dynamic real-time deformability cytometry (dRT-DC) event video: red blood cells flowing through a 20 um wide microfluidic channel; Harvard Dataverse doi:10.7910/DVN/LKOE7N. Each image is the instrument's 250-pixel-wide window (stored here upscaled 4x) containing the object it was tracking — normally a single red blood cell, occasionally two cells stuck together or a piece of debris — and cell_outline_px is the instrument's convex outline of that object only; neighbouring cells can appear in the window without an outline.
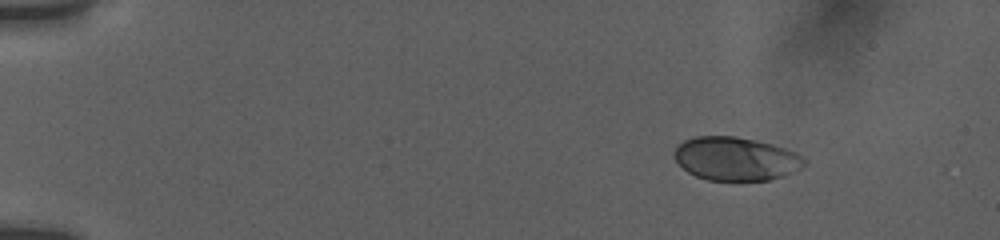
{"species": "human", "species_latin": "Homo sapiens", "temperature_condition": "room temperature", "stored_images_in_passage": 11, "camera_frame_rate_fps": 3000, "um_per_image_px": 0.085, "donor": {"sex": "female"}, "frame": {"image": 1, "passage_image": 2, "time_ms": 1.0, "image_size_px": [1000, 240], "cell_outline_px": [[804, 164], [800, 168], [784, 176], [768, 180], [708, 180], [696, 176], [688, 172], [672, 156], [676, 148], [684, 140], [696, 136], [736, 136], [756, 140], [772, 144], [796, 152], [804, 160]], "centroid_in_image_um": [62.52, 13.49], "position_along_channel_um": 22.5, "area_um2": 32.71}}
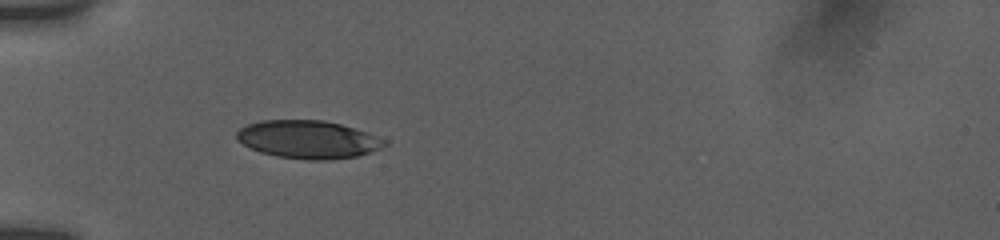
{"frame": {"image": 2, "passage_image": 8, "time_ms": 4.667, "image_size_px": [1000, 240], "cell_outline_px": [[388, 144], [380, 148], [356, 156], [332, 160], [308, 160], [276, 156], [260, 152], [236, 140], [236, 132], [240, 128], [248, 124], [260, 120], [324, 120], [340, 124], [388, 140]], "centroid_in_image_um": [26.16, 11.85], "position_along_channel_um": 58.8, "area_um2": 32.6}}
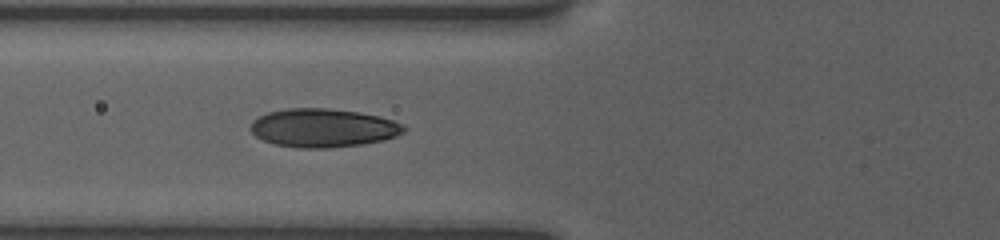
{"frame": {"image": 3, "passage_image": 11, "time_ms": 6.0, "image_size_px": [1000, 240], "cell_outline_px": [[408, 128], [404, 132], [396, 136], [384, 140], [360, 144], [328, 148], [296, 148], [276, 144], [264, 140], [256, 136], [248, 128], [252, 120], [268, 112], [288, 108], [328, 108], [360, 112], [380, 116], [392, 120]], "centroid_in_image_um": [27.45, 10.87], "position_along_channel_um": 98.3, "area_um2": 34.51}}